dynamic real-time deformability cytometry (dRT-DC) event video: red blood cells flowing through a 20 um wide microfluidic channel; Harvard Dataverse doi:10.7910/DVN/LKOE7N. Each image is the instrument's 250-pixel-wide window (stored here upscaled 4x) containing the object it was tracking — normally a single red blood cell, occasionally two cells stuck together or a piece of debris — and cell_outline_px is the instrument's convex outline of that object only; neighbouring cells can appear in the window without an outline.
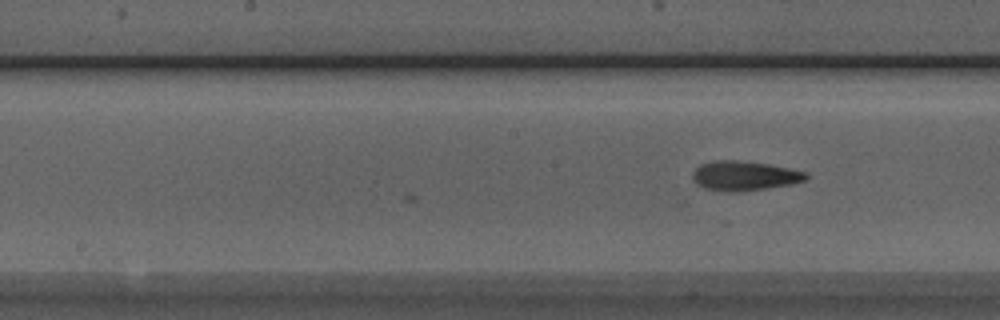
{"species": "Egyptian fruit bat (a non-hibernating species)", "species_latin": "Rousettus aegyptiacus", "temperature_condition": "room temperature", "stored_images_in_passage": 10, "camera_frame_rate_fps": 3000, "um_per_image_px": 0.085, "animal": {"sex": "male"}, "frame": {"image": 1, "passage_image": 10, "time_ms": 3.0, "image_size_px": [1000, 320], "cell_outline_px": [[808, 176], [804, 180], [792, 184], [740, 192], [728, 192], [704, 188], [696, 184], [692, 180], [692, 172], [700, 164], [712, 160], [736, 160], [768, 164], [788, 168], [804, 172]], "centroid_in_image_um": [63.2, 14.94], "position_along_channel_um": 185.0, "area_um2": 19.54}}